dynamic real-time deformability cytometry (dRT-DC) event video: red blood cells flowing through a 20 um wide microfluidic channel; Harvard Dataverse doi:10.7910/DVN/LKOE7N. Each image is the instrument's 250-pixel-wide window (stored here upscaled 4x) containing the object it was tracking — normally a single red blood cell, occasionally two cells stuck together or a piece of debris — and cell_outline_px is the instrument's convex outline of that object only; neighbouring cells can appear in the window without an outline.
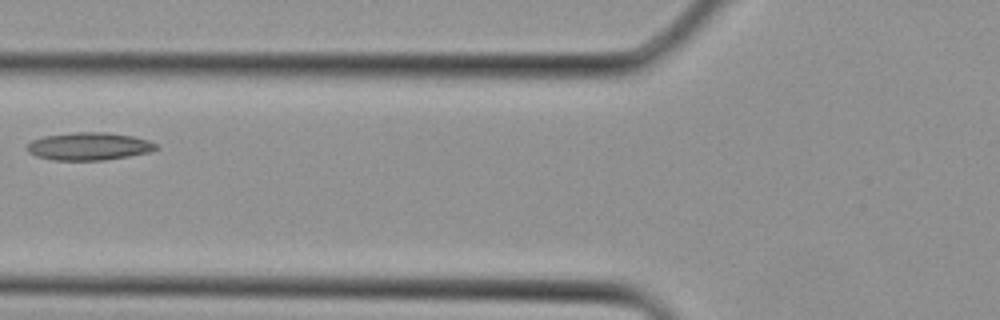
{"species": "Egyptian fruit bat (a non-hibernating species)", "species_latin": "Rousettus aegyptiacus", "temperature_condition": "cold", "stored_images_in_passage": 3, "camera_frame_rate_fps": 3000, "um_per_image_px": 0.085, "animal": {"sex": "female"}, "frame": {"image": 1, "passage_image": 3, "time_ms": 0.667, "image_size_px": [1000, 320], "cell_outline_px": [[160, 148], [152, 152], [104, 160], [52, 160], [36, 156], [28, 152], [28, 144], [32, 140], [44, 136], [76, 132], [108, 132], [132, 136], [148, 140], [156, 144]], "centroid_in_image_um": [7.6, 12.44], "position_along_channel_um": 118.2, "area_um2": 20.87}}